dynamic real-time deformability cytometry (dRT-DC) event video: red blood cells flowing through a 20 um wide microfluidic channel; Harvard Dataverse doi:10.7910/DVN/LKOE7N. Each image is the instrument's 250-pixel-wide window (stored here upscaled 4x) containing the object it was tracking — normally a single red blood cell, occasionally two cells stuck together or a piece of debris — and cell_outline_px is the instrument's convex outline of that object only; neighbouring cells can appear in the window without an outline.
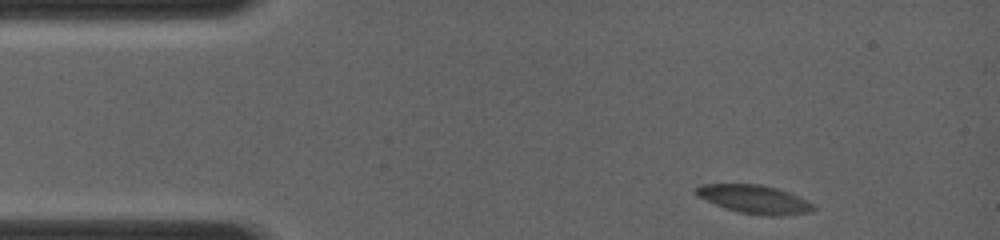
{"species": "common noctule bat (a hibernating species)", "species_latin": "Nyctalus noctula", "temperature_condition": "room temperature", "stored_images_in_passage": 13, "camera_frame_rate_fps": 4000, "um_per_image_px": 0.085, "animal": {"sex": "female", "body_mass_g": 19.0, "forearm_length_mm": 56.7}, "frame": {"image": 1, "passage_image": 1, "time_ms": 0.0, "image_size_px": [1000, 240], "cell_outline_px": [[812, 208], [808, 212], [744, 212], [728, 208], [708, 200], [700, 196], [696, 192], [696, 188], [704, 184], [756, 184], [776, 188], [788, 192], [812, 204]], "centroid_in_image_um": [64.02, 16.85], "position_along_channel_um": 21.0, "area_um2": 17.34}}
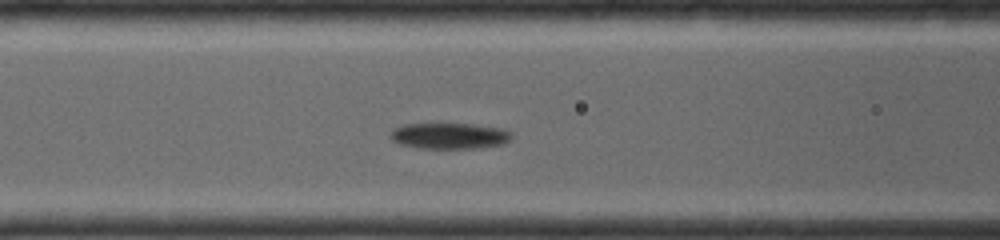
{"frame": {"image": 2, "passage_image": 8, "time_ms": 4.25, "image_size_px": [1000, 240], "cell_outline_px": [[508, 140], [500, 144], [464, 148], [428, 148], [404, 144], [396, 140], [392, 136], [392, 132], [396, 128], [404, 124], [468, 124], [496, 128], [508, 132]], "centroid_in_image_um": [38.16, 11.53], "position_along_channel_um": 128.4, "area_um2": 17.05}}
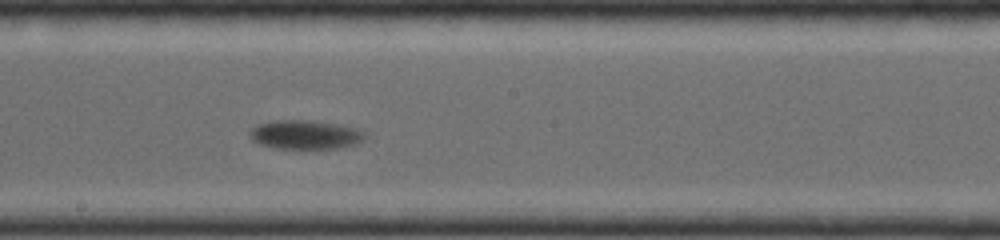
{"frame": {"image": 3, "passage_image": 13, "time_ms": 6.5, "image_size_px": [1000, 240], "cell_outline_px": [[360, 140], [348, 144], [328, 148], [288, 148], [264, 144], [256, 140], [252, 136], [252, 128], [260, 124], [280, 120], [300, 120], [332, 124], [352, 128], [360, 132]], "centroid_in_image_um": [25.85, 11.43], "position_along_channel_um": 222.3, "area_um2": 17.51}}